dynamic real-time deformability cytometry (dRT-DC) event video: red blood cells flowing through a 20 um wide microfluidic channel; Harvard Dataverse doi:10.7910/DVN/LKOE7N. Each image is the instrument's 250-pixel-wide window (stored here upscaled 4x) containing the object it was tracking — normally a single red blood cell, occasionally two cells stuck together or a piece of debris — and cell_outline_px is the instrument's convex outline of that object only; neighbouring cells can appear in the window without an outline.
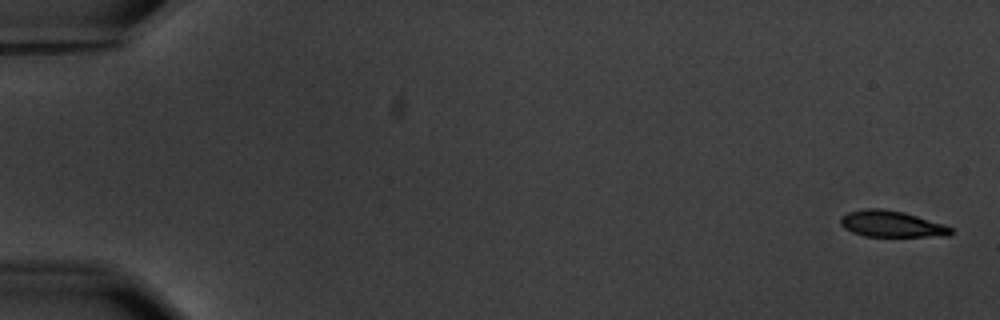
{"species": "common noctule bat (a hibernating species)", "species_latin": "Nyctalus noctula", "temperature_condition": "warm", "stored_images_in_passage": 6, "camera_frame_rate_fps": 3000, "um_per_image_px": 0.085, "animal": {"sex": "male", "body_mass_g": 20.1, "forearm_length_mm": 53.5}, "frame": {"image": 1, "passage_image": 1, "time_ms": 0.0, "image_size_px": [1000, 320], "cell_outline_px": [[952, 232], [948, 236], [864, 236], [852, 232], [844, 228], [840, 224], [840, 216], [848, 212], [868, 208], [880, 208], [904, 212], [944, 224], [952, 228]], "centroid_in_image_um": [75.76, 19.03], "position_along_channel_um": 9.2, "area_um2": 16.88}}